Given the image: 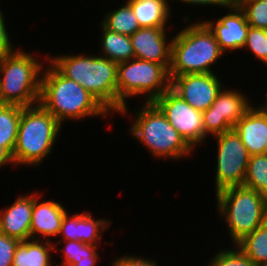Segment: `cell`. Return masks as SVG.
Segmentation results:
<instances>
[{"label": "cell", "mask_w": 267, "mask_h": 266, "mask_svg": "<svg viewBox=\"0 0 267 266\" xmlns=\"http://www.w3.org/2000/svg\"><path fill=\"white\" fill-rule=\"evenodd\" d=\"M61 127L62 124L40 104L22 107L12 153L15 166H40L52 154Z\"/></svg>", "instance_id": "obj_4"}, {"label": "cell", "mask_w": 267, "mask_h": 266, "mask_svg": "<svg viewBox=\"0 0 267 266\" xmlns=\"http://www.w3.org/2000/svg\"><path fill=\"white\" fill-rule=\"evenodd\" d=\"M154 103L192 148L206 142L208 136L204 133L202 112L194 109L171 88Z\"/></svg>", "instance_id": "obj_10"}, {"label": "cell", "mask_w": 267, "mask_h": 266, "mask_svg": "<svg viewBox=\"0 0 267 266\" xmlns=\"http://www.w3.org/2000/svg\"><path fill=\"white\" fill-rule=\"evenodd\" d=\"M172 1V0H171ZM174 1H180L183 2L186 5H198V6H213L218 5L220 8H228L229 6L233 5L235 3V0H174Z\"/></svg>", "instance_id": "obj_33"}, {"label": "cell", "mask_w": 267, "mask_h": 266, "mask_svg": "<svg viewBox=\"0 0 267 266\" xmlns=\"http://www.w3.org/2000/svg\"><path fill=\"white\" fill-rule=\"evenodd\" d=\"M250 27L267 30V0H235Z\"/></svg>", "instance_id": "obj_27"}, {"label": "cell", "mask_w": 267, "mask_h": 266, "mask_svg": "<svg viewBox=\"0 0 267 266\" xmlns=\"http://www.w3.org/2000/svg\"><path fill=\"white\" fill-rule=\"evenodd\" d=\"M227 9H229V13L218 18L215 22L209 19L203 21L213 32L224 53H227V50L243 49L250 27L244 11L236 2Z\"/></svg>", "instance_id": "obj_13"}, {"label": "cell", "mask_w": 267, "mask_h": 266, "mask_svg": "<svg viewBox=\"0 0 267 266\" xmlns=\"http://www.w3.org/2000/svg\"><path fill=\"white\" fill-rule=\"evenodd\" d=\"M118 256L114 261H112V266H158L156 264L157 260H152L151 258H144L142 256L135 255H122L120 258Z\"/></svg>", "instance_id": "obj_31"}, {"label": "cell", "mask_w": 267, "mask_h": 266, "mask_svg": "<svg viewBox=\"0 0 267 266\" xmlns=\"http://www.w3.org/2000/svg\"><path fill=\"white\" fill-rule=\"evenodd\" d=\"M6 27L5 16L0 9V58L13 54L16 51Z\"/></svg>", "instance_id": "obj_32"}, {"label": "cell", "mask_w": 267, "mask_h": 266, "mask_svg": "<svg viewBox=\"0 0 267 266\" xmlns=\"http://www.w3.org/2000/svg\"><path fill=\"white\" fill-rule=\"evenodd\" d=\"M105 15L101 24L112 32L131 36L135 31L141 28L131 5L127 1L121 7Z\"/></svg>", "instance_id": "obj_25"}, {"label": "cell", "mask_w": 267, "mask_h": 266, "mask_svg": "<svg viewBox=\"0 0 267 266\" xmlns=\"http://www.w3.org/2000/svg\"><path fill=\"white\" fill-rule=\"evenodd\" d=\"M214 137L217 142L214 182L217 194L226 188L243 185L250 154L234 129Z\"/></svg>", "instance_id": "obj_9"}, {"label": "cell", "mask_w": 267, "mask_h": 266, "mask_svg": "<svg viewBox=\"0 0 267 266\" xmlns=\"http://www.w3.org/2000/svg\"><path fill=\"white\" fill-rule=\"evenodd\" d=\"M48 60L67 78L76 81L109 112L117 113L118 63L101 55L50 56Z\"/></svg>", "instance_id": "obj_2"}, {"label": "cell", "mask_w": 267, "mask_h": 266, "mask_svg": "<svg viewBox=\"0 0 267 266\" xmlns=\"http://www.w3.org/2000/svg\"><path fill=\"white\" fill-rule=\"evenodd\" d=\"M45 61L49 65L42 70L39 104L61 124L67 120L77 121L98 116L103 118L111 114L85 88L65 77L48 60V55Z\"/></svg>", "instance_id": "obj_1"}, {"label": "cell", "mask_w": 267, "mask_h": 266, "mask_svg": "<svg viewBox=\"0 0 267 266\" xmlns=\"http://www.w3.org/2000/svg\"><path fill=\"white\" fill-rule=\"evenodd\" d=\"M236 245L256 266H267V221Z\"/></svg>", "instance_id": "obj_24"}, {"label": "cell", "mask_w": 267, "mask_h": 266, "mask_svg": "<svg viewBox=\"0 0 267 266\" xmlns=\"http://www.w3.org/2000/svg\"><path fill=\"white\" fill-rule=\"evenodd\" d=\"M20 242L0 232V266H12L14 253Z\"/></svg>", "instance_id": "obj_30"}, {"label": "cell", "mask_w": 267, "mask_h": 266, "mask_svg": "<svg viewBox=\"0 0 267 266\" xmlns=\"http://www.w3.org/2000/svg\"><path fill=\"white\" fill-rule=\"evenodd\" d=\"M243 185L267 198V156H250Z\"/></svg>", "instance_id": "obj_26"}, {"label": "cell", "mask_w": 267, "mask_h": 266, "mask_svg": "<svg viewBox=\"0 0 267 266\" xmlns=\"http://www.w3.org/2000/svg\"><path fill=\"white\" fill-rule=\"evenodd\" d=\"M166 35V28H139L130 36L135 58L162 64L169 71L172 40L168 42Z\"/></svg>", "instance_id": "obj_14"}, {"label": "cell", "mask_w": 267, "mask_h": 266, "mask_svg": "<svg viewBox=\"0 0 267 266\" xmlns=\"http://www.w3.org/2000/svg\"><path fill=\"white\" fill-rule=\"evenodd\" d=\"M11 164L15 166L12 154L0 143V168Z\"/></svg>", "instance_id": "obj_34"}, {"label": "cell", "mask_w": 267, "mask_h": 266, "mask_svg": "<svg viewBox=\"0 0 267 266\" xmlns=\"http://www.w3.org/2000/svg\"><path fill=\"white\" fill-rule=\"evenodd\" d=\"M250 156L263 154L267 142V108L252 106L234 125Z\"/></svg>", "instance_id": "obj_17"}, {"label": "cell", "mask_w": 267, "mask_h": 266, "mask_svg": "<svg viewBox=\"0 0 267 266\" xmlns=\"http://www.w3.org/2000/svg\"><path fill=\"white\" fill-rule=\"evenodd\" d=\"M136 110L130 134L146 147L154 158L178 160L192 154V148L154 102H144Z\"/></svg>", "instance_id": "obj_5"}, {"label": "cell", "mask_w": 267, "mask_h": 266, "mask_svg": "<svg viewBox=\"0 0 267 266\" xmlns=\"http://www.w3.org/2000/svg\"><path fill=\"white\" fill-rule=\"evenodd\" d=\"M44 65L19 48L0 58V104L30 107L39 104Z\"/></svg>", "instance_id": "obj_6"}, {"label": "cell", "mask_w": 267, "mask_h": 266, "mask_svg": "<svg viewBox=\"0 0 267 266\" xmlns=\"http://www.w3.org/2000/svg\"><path fill=\"white\" fill-rule=\"evenodd\" d=\"M37 193L39 192L33 193V209L30 225L31 239L42 240L40 237H43L45 238L43 240L52 242L51 237L58 236L62 219L67 213V210L58 201H39L41 195Z\"/></svg>", "instance_id": "obj_16"}, {"label": "cell", "mask_w": 267, "mask_h": 266, "mask_svg": "<svg viewBox=\"0 0 267 266\" xmlns=\"http://www.w3.org/2000/svg\"><path fill=\"white\" fill-rule=\"evenodd\" d=\"M265 96H266V99H265L264 103H262V106L267 108V92H266Z\"/></svg>", "instance_id": "obj_35"}, {"label": "cell", "mask_w": 267, "mask_h": 266, "mask_svg": "<svg viewBox=\"0 0 267 266\" xmlns=\"http://www.w3.org/2000/svg\"><path fill=\"white\" fill-rule=\"evenodd\" d=\"M263 155L267 156V142L265 144V148H264V151H263Z\"/></svg>", "instance_id": "obj_36"}, {"label": "cell", "mask_w": 267, "mask_h": 266, "mask_svg": "<svg viewBox=\"0 0 267 266\" xmlns=\"http://www.w3.org/2000/svg\"><path fill=\"white\" fill-rule=\"evenodd\" d=\"M169 71L159 63L134 58L117 66V113L128 112L126 99L145 95V102H154L170 88Z\"/></svg>", "instance_id": "obj_8"}, {"label": "cell", "mask_w": 267, "mask_h": 266, "mask_svg": "<svg viewBox=\"0 0 267 266\" xmlns=\"http://www.w3.org/2000/svg\"><path fill=\"white\" fill-rule=\"evenodd\" d=\"M22 106L0 104V143L11 154L16 144Z\"/></svg>", "instance_id": "obj_23"}, {"label": "cell", "mask_w": 267, "mask_h": 266, "mask_svg": "<svg viewBox=\"0 0 267 266\" xmlns=\"http://www.w3.org/2000/svg\"><path fill=\"white\" fill-rule=\"evenodd\" d=\"M231 249H221L209 260V266H256L255 263L245 255L237 245Z\"/></svg>", "instance_id": "obj_28"}, {"label": "cell", "mask_w": 267, "mask_h": 266, "mask_svg": "<svg viewBox=\"0 0 267 266\" xmlns=\"http://www.w3.org/2000/svg\"><path fill=\"white\" fill-rule=\"evenodd\" d=\"M193 23L172 38L169 76L214 73L212 65L225 55L203 20Z\"/></svg>", "instance_id": "obj_3"}, {"label": "cell", "mask_w": 267, "mask_h": 266, "mask_svg": "<svg viewBox=\"0 0 267 266\" xmlns=\"http://www.w3.org/2000/svg\"><path fill=\"white\" fill-rule=\"evenodd\" d=\"M169 77L170 88L200 112H204L212 105L223 88V83L216 73H194Z\"/></svg>", "instance_id": "obj_12"}, {"label": "cell", "mask_w": 267, "mask_h": 266, "mask_svg": "<svg viewBox=\"0 0 267 266\" xmlns=\"http://www.w3.org/2000/svg\"><path fill=\"white\" fill-rule=\"evenodd\" d=\"M111 220H95L89 211L70 215L68 212L62 219L58 236L63 240H76L85 244L100 245L101 234L111 226ZM102 232V233H101Z\"/></svg>", "instance_id": "obj_15"}, {"label": "cell", "mask_w": 267, "mask_h": 266, "mask_svg": "<svg viewBox=\"0 0 267 266\" xmlns=\"http://www.w3.org/2000/svg\"><path fill=\"white\" fill-rule=\"evenodd\" d=\"M215 196L234 245L267 221V198L252 188L230 187Z\"/></svg>", "instance_id": "obj_7"}, {"label": "cell", "mask_w": 267, "mask_h": 266, "mask_svg": "<svg viewBox=\"0 0 267 266\" xmlns=\"http://www.w3.org/2000/svg\"><path fill=\"white\" fill-rule=\"evenodd\" d=\"M169 0H127L142 27L167 28L171 16ZM170 14V15H169Z\"/></svg>", "instance_id": "obj_19"}, {"label": "cell", "mask_w": 267, "mask_h": 266, "mask_svg": "<svg viewBox=\"0 0 267 266\" xmlns=\"http://www.w3.org/2000/svg\"><path fill=\"white\" fill-rule=\"evenodd\" d=\"M33 193L22 195L0 211V232L20 241L31 239Z\"/></svg>", "instance_id": "obj_18"}, {"label": "cell", "mask_w": 267, "mask_h": 266, "mask_svg": "<svg viewBox=\"0 0 267 266\" xmlns=\"http://www.w3.org/2000/svg\"><path fill=\"white\" fill-rule=\"evenodd\" d=\"M102 56L116 62H124L135 58L130 36L112 32L101 24Z\"/></svg>", "instance_id": "obj_22"}, {"label": "cell", "mask_w": 267, "mask_h": 266, "mask_svg": "<svg viewBox=\"0 0 267 266\" xmlns=\"http://www.w3.org/2000/svg\"><path fill=\"white\" fill-rule=\"evenodd\" d=\"M55 246L45 240H25L17 246L12 266H53L52 252Z\"/></svg>", "instance_id": "obj_20"}, {"label": "cell", "mask_w": 267, "mask_h": 266, "mask_svg": "<svg viewBox=\"0 0 267 266\" xmlns=\"http://www.w3.org/2000/svg\"><path fill=\"white\" fill-rule=\"evenodd\" d=\"M246 95L224 87L212 105L202 112L204 133L212 137L233 129L238 120L253 106Z\"/></svg>", "instance_id": "obj_11"}, {"label": "cell", "mask_w": 267, "mask_h": 266, "mask_svg": "<svg viewBox=\"0 0 267 266\" xmlns=\"http://www.w3.org/2000/svg\"><path fill=\"white\" fill-rule=\"evenodd\" d=\"M250 50L255 58L267 64V30L249 27L244 49Z\"/></svg>", "instance_id": "obj_29"}, {"label": "cell", "mask_w": 267, "mask_h": 266, "mask_svg": "<svg viewBox=\"0 0 267 266\" xmlns=\"http://www.w3.org/2000/svg\"><path fill=\"white\" fill-rule=\"evenodd\" d=\"M63 242L66 245L63 248H58L63 253V261L61 265L57 264L56 266H95L98 258H100L98 250H96L98 245L85 244L76 240L53 243L55 251L58 250L56 245H62Z\"/></svg>", "instance_id": "obj_21"}]
</instances>
